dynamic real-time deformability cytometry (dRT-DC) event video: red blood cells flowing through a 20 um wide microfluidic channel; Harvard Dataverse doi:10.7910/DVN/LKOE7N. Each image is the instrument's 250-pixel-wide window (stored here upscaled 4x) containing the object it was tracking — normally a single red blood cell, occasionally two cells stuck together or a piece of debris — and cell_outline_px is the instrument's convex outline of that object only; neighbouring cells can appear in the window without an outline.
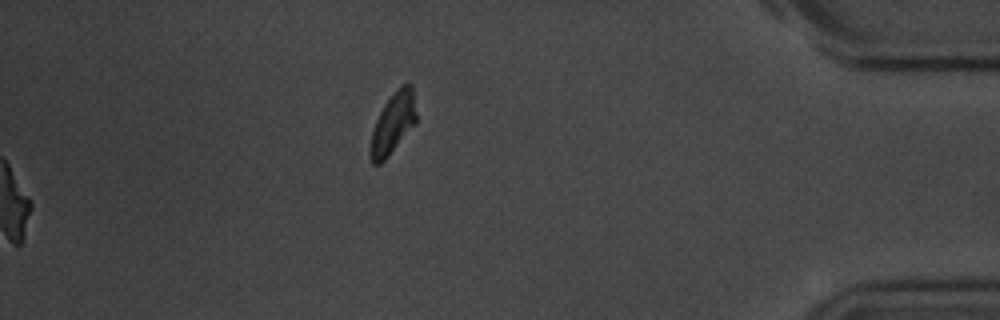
{"species": "common noctule bat (a hibernating species)", "species_latin": "Nyctalus noctula", "temperature_condition": "room temperature", "stored_images_in_passage": 15, "camera_frame_rate_fps": 3000, "um_per_image_px": 0.085, "animal": {"sex": "male", "body_mass_g": 20.1, "forearm_length_mm": 53.5}, "frame": {"image": 1, "passage_image": 15, "time_ms": 18.0, "image_size_px": [1000, 320], "cell_outline_px": [[416, 124], [388, 156], [380, 164], [372, 164], [368, 152], [368, 148], [372, 132], [376, 120], [384, 104], [400, 84], [412, 84], [416, 116]], "centroid_in_image_um": [33.38, 10.51], "position_along_channel_um": 401.8, "area_um2": 16.42}}